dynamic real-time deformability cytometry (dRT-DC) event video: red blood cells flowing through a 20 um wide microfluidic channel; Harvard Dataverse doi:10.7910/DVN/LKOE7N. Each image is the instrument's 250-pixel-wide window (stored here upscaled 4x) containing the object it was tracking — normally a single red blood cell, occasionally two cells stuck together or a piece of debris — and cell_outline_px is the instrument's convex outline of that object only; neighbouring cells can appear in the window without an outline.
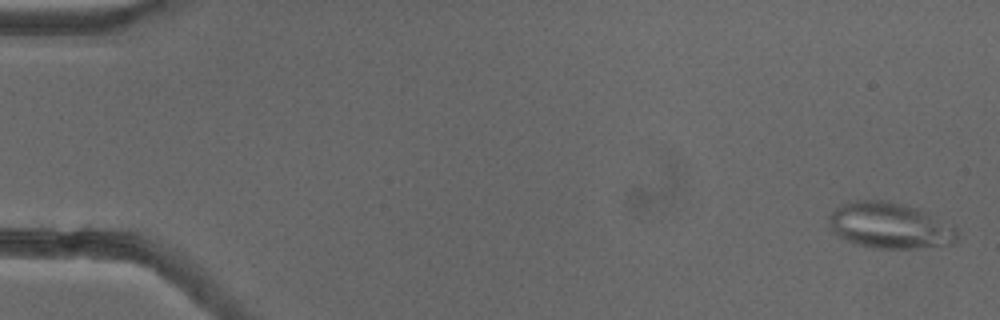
{"species": "common noctule bat (a hibernating species)", "species_latin": "Nyctalus noctula", "temperature_condition": "cold", "stored_images_in_passage": 54, "segment_of_instrument_passage": [1, 2], "camera_frame_rate_fps": 3000, "um_per_image_px": 0.085, "animal": {"sex": "female"}, "frame": {"image": 1, "passage_image": 2, "time_ms": 0.333, "image_size_px": [1000, 320], "cell_outline_px": [[956, 244], [916, 248], [872, 248], [856, 244], [832, 232], [828, 216], [840, 204], [848, 200], [884, 200], [916, 208], [956, 228]], "centroid_in_image_um": [75.58, 19.17], "position_along_channel_um": 9.4, "area_um2": 34.04}}